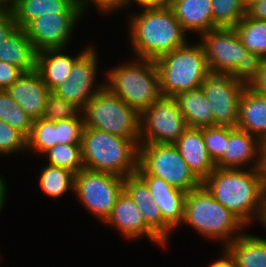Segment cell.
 <instances>
[{"label":"cell","mask_w":266,"mask_h":267,"mask_svg":"<svg viewBox=\"0 0 266 267\" xmlns=\"http://www.w3.org/2000/svg\"><path fill=\"white\" fill-rule=\"evenodd\" d=\"M183 224L192 227L204 238L217 242L219 240L221 247L239 237L246 227L231 211L215 200L203 184L187 193Z\"/></svg>","instance_id":"5"},{"label":"cell","mask_w":266,"mask_h":267,"mask_svg":"<svg viewBox=\"0 0 266 267\" xmlns=\"http://www.w3.org/2000/svg\"><path fill=\"white\" fill-rule=\"evenodd\" d=\"M58 144L81 145L84 118L74 117L56 121Z\"/></svg>","instance_id":"37"},{"label":"cell","mask_w":266,"mask_h":267,"mask_svg":"<svg viewBox=\"0 0 266 267\" xmlns=\"http://www.w3.org/2000/svg\"><path fill=\"white\" fill-rule=\"evenodd\" d=\"M190 171L202 183L215 169L203 139V128L188 127L174 143Z\"/></svg>","instance_id":"20"},{"label":"cell","mask_w":266,"mask_h":267,"mask_svg":"<svg viewBox=\"0 0 266 267\" xmlns=\"http://www.w3.org/2000/svg\"><path fill=\"white\" fill-rule=\"evenodd\" d=\"M260 171L266 189V141L262 142Z\"/></svg>","instance_id":"46"},{"label":"cell","mask_w":266,"mask_h":267,"mask_svg":"<svg viewBox=\"0 0 266 267\" xmlns=\"http://www.w3.org/2000/svg\"><path fill=\"white\" fill-rule=\"evenodd\" d=\"M7 181H5V178L0 175V214L4 209V206L6 204L7 200Z\"/></svg>","instance_id":"45"},{"label":"cell","mask_w":266,"mask_h":267,"mask_svg":"<svg viewBox=\"0 0 266 267\" xmlns=\"http://www.w3.org/2000/svg\"><path fill=\"white\" fill-rule=\"evenodd\" d=\"M103 223L110 228L114 227L123 236L122 238L131 242L146 237L157 246L167 248V244L145 223L144 216L125 190L119 195L111 213Z\"/></svg>","instance_id":"15"},{"label":"cell","mask_w":266,"mask_h":267,"mask_svg":"<svg viewBox=\"0 0 266 267\" xmlns=\"http://www.w3.org/2000/svg\"><path fill=\"white\" fill-rule=\"evenodd\" d=\"M76 3L80 6L82 11L86 14V11H88L93 4L94 9H96L104 14L106 16L111 13H115L119 11V9L122 10L126 8V0H75Z\"/></svg>","instance_id":"38"},{"label":"cell","mask_w":266,"mask_h":267,"mask_svg":"<svg viewBox=\"0 0 266 267\" xmlns=\"http://www.w3.org/2000/svg\"><path fill=\"white\" fill-rule=\"evenodd\" d=\"M213 115V126L236 127L239 103L246 85L231 74L210 73L201 85Z\"/></svg>","instance_id":"12"},{"label":"cell","mask_w":266,"mask_h":267,"mask_svg":"<svg viewBox=\"0 0 266 267\" xmlns=\"http://www.w3.org/2000/svg\"><path fill=\"white\" fill-rule=\"evenodd\" d=\"M74 117H83L79 107L64 98H60L53 91L47 95L42 118L55 122Z\"/></svg>","instance_id":"34"},{"label":"cell","mask_w":266,"mask_h":267,"mask_svg":"<svg viewBox=\"0 0 266 267\" xmlns=\"http://www.w3.org/2000/svg\"><path fill=\"white\" fill-rule=\"evenodd\" d=\"M138 164L149 175L160 177L186 193L202 184L174 144L140 143Z\"/></svg>","instance_id":"10"},{"label":"cell","mask_w":266,"mask_h":267,"mask_svg":"<svg viewBox=\"0 0 266 267\" xmlns=\"http://www.w3.org/2000/svg\"><path fill=\"white\" fill-rule=\"evenodd\" d=\"M203 139L208 154L216 163L224 154L228 141V126L214 125L203 128Z\"/></svg>","instance_id":"36"},{"label":"cell","mask_w":266,"mask_h":267,"mask_svg":"<svg viewBox=\"0 0 266 267\" xmlns=\"http://www.w3.org/2000/svg\"><path fill=\"white\" fill-rule=\"evenodd\" d=\"M123 190L124 178L120 176L87 168L75 174L73 195L102 224Z\"/></svg>","instance_id":"9"},{"label":"cell","mask_w":266,"mask_h":267,"mask_svg":"<svg viewBox=\"0 0 266 267\" xmlns=\"http://www.w3.org/2000/svg\"><path fill=\"white\" fill-rule=\"evenodd\" d=\"M91 47L89 44L77 56L65 53L66 49H46L37 53L36 70L50 91L62 84L74 63Z\"/></svg>","instance_id":"21"},{"label":"cell","mask_w":266,"mask_h":267,"mask_svg":"<svg viewBox=\"0 0 266 267\" xmlns=\"http://www.w3.org/2000/svg\"><path fill=\"white\" fill-rule=\"evenodd\" d=\"M246 5H248L252 0H242Z\"/></svg>","instance_id":"49"},{"label":"cell","mask_w":266,"mask_h":267,"mask_svg":"<svg viewBox=\"0 0 266 267\" xmlns=\"http://www.w3.org/2000/svg\"><path fill=\"white\" fill-rule=\"evenodd\" d=\"M136 174L146 183L163 219L177 230L184 220L187 193L174 188L160 177L149 175L139 164Z\"/></svg>","instance_id":"17"},{"label":"cell","mask_w":266,"mask_h":267,"mask_svg":"<svg viewBox=\"0 0 266 267\" xmlns=\"http://www.w3.org/2000/svg\"><path fill=\"white\" fill-rule=\"evenodd\" d=\"M214 199L246 227L266 215V189L260 168H217L202 182ZM249 225V226H248Z\"/></svg>","instance_id":"1"},{"label":"cell","mask_w":266,"mask_h":267,"mask_svg":"<svg viewBox=\"0 0 266 267\" xmlns=\"http://www.w3.org/2000/svg\"><path fill=\"white\" fill-rule=\"evenodd\" d=\"M81 151L84 168L122 178L136 174L139 146L132 139L84 128Z\"/></svg>","instance_id":"4"},{"label":"cell","mask_w":266,"mask_h":267,"mask_svg":"<svg viewBox=\"0 0 266 267\" xmlns=\"http://www.w3.org/2000/svg\"><path fill=\"white\" fill-rule=\"evenodd\" d=\"M42 155L48 165L68 169L74 174L84 168L81 145L56 144Z\"/></svg>","instance_id":"31"},{"label":"cell","mask_w":266,"mask_h":267,"mask_svg":"<svg viewBox=\"0 0 266 267\" xmlns=\"http://www.w3.org/2000/svg\"><path fill=\"white\" fill-rule=\"evenodd\" d=\"M10 10L20 28L42 15L84 13L75 0H15Z\"/></svg>","instance_id":"24"},{"label":"cell","mask_w":266,"mask_h":267,"mask_svg":"<svg viewBox=\"0 0 266 267\" xmlns=\"http://www.w3.org/2000/svg\"><path fill=\"white\" fill-rule=\"evenodd\" d=\"M170 7L188 34L200 35L218 28L213 22L212 0H172Z\"/></svg>","instance_id":"22"},{"label":"cell","mask_w":266,"mask_h":267,"mask_svg":"<svg viewBox=\"0 0 266 267\" xmlns=\"http://www.w3.org/2000/svg\"><path fill=\"white\" fill-rule=\"evenodd\" d=\"M84 128L111 133L140 144V113L105 86L82 110Z\"/></svg>","instance_id":"8"},{"label":"cell","mask_w":266,"mask_h":267,"mask_svg":"<svg viewBox=\"0 0 266 267\" xmlns=\"http://www.w3.org/2000/svg\"><path fill=\"white\" fill-rule=\"evenodd\" d=\"M0 120L29 136L33 119L14 101L6 90H0Z\"/></svg>","instance_id":"32"},{"label":"cell","mask_w":266,"mask_h":267,"mask_svg":"<svg viewBox=\"0 0 266 267\" xmlns=\"http://www.w3.org/2000/svg\"><path fill=\"white\" fill-rule=\"evenodd\" d=\"M56 144H58L56 121H49L44 118L33 120L31 132L27 137V150L41 156Z\"/></svg>","instance_id":"30"},{"label":"cell","mask_w":266,"mask_h":267,"mask_svg":"<svg viewBox=\"0 0 266 267\" xmlns=\"http://www.w3.org/2000/svg\"><path fill=\"white\" fill-rule=\"evenodd\" d=\"M124 190L139 208L145 223L169 245V238L175 230L163 219L146 183L137 174L130 175L124 178Z\"/></svg>","instance_id":"19"},{"label":"cell","mask_w":266,"mask_h":267,"mask_svg":"<svg viewBox=\"0 0 266 267\" xmlns=\"http://www.w3.org/2000/svg\"><path fill=\"white\" fill-rule=\"evenodd\" d=\"M238 267H266V239L243 232L224 247Z\"/></svg>","instance_id":"27"},{"label":"cell","mask_w":266,"mask_h":267,"mask_svg":"<svg viewBox=\"0 0 266 267\" xmlns=\"http://www.w3.org/2000/svg\"><path fill=\"white\" fill-rule=\"evenodd\" d=\"M249 87L252 88L256 93L266 96V60L261 66L258 77L251 83Z\"/></svg>","instance_id":"42"},{"label":"cell","mask_w":266,"mask_h":267,"mask_svg":"<svg viewBox=\"0 0 266 267\" xmlns=\"http://www.w3.org/2000/svg\"><path fill=\"white\" fill-rule=\"evenodd\" d=\"M37 51L24 28L17 27L0 47V61L11 63L23 72L36 69Z\"/></svg>","instance_id":"25"},{"label":"cell","mask_w":266,"mask_h":267,"mask_svg":"<svg viewBox=\"0 0 266 267\" xmlns=\"http://www.w3.org/2000/svg\"><path fill=\"white\" fill-rule=\"evenodd\" d=\"M133 4L140 7H167L171 6L172 0H126V9Z\"/></svg>","instance_id":"43"},{"label":"cell","mask_w":266,"mask_h":267,"mask_svg":"<svg viewBox=\"0 0 266 267\" xmlns=\"http://www.w3.org/2000/svg\"><path fill=\"white\" fill-rule=\"evenodd\" d=\"M27 151V137L18 129L0 120V155H19Z\"/></svg>","instance_id":"35"},{"label":"cell","mask_w":266,"mask_h":267,"mask_svg":"<svg viewBox=\"0 0 266 267\" xmlns=\"http://www.w3.org/2000/svg\"><path fill=\"white\" fill-rule=\"evenodd\" d=\"M15 0H0V2L8 9L10 10L14 4Z\"/></svg>","instance_id":"47"},{"label":"cell","mask_w":266,"mask_h":267,"mask_svg":"<svg viewBox=\"0 0 266 267\" xmlns=\"http://www.w3.org/2000/svg\"><path fill=\"white\" fill-rule=\"evenodd\" d=\"M141 11L130 12L127 16V39L130 40L133 57L156 60L189 42L188 33L170 6L141 7Z\"/></svg>","instance_id":"2"},{"label":"cell","mask_w":266,"mask_h":267,"mask_svg":"<svg viewBox=\"0 0 266 267\" xmlns=\"http://www.w3.org/2000/svg\"><path fill=\"white\" fill-rule=\"evenodd\" d=\"M8 9L0 2V16L4 14Z\"/></svg>","instance_id":"48"},{"label":"cell","mask_w":266,"mask_h":267,"mask_svg":"<svg viewBox=\"0 0 266 267\" xmlns=\"http://www.w3.org/2000/svg\"><path fill=\"white\" fill-rule=\"evenodd\" d=\"M221 258L214 260L208 267H238L231 254L223 247Z\"/></svg>","instance_id":"44"},{"label":"cell","mask_w":266,"mask_h":267,"mask_svg":"<svg viewBox=\"0 0 266 267\" xmlns=\"http://www.w3.org/2000/svg\"><path fill=\"white\" fill-rule=\"evenodd\" d=\"M15 22V17L11 10H7L4 14L0 16V47L2 41L5 39L17 28Z\"/></svg>","instance_id":"40"},{"label":"cell","mask_w":266,"mask_h":267,"mask_svg":"<svg viewBox=\"0 0 266 267\" xmlns=\"http://www.w3.org/2000/svg\"><path fill=\"white\" fill-rule=\"evenodd\" d=\"M191 43L154 60L162 96L174 97L179 92L199 88L210 74L203 47L199 42Z\"/></svg>","instance_id":"7"},{"label":"cell","mask_w":266,"mask_h":267,"mask_svg":"<svg viewBox=\"0 0 266 267\" xmlns=\"http://www.w3.org/2000/svg\"><path fill=\"white\" fill-rule=\"evenodd\" d=\"M84 14L54 13L42 15L31 20L24 29L37 52L46 49H67L77 23L85 16Z\"/></svg>","instance_id":"14"},{"label":"cell","mask_w":266,"mask_h":267,"mask_svg":"<svg viewBox=\"0 0 266 267\" xmlns=\"http://www.w3.org/2000/svg\"><path fill=\"white\" fill-rule=\"evenodd\" d=\"M242 0H212L213 22L217 27L234 28L246 15Z\"/></svg>","instance_id":"33"},{"label":"cell","mask_w":266,"mask_h":267,"mask_svg":"<svg viewBox=\"0 0 266 267\" xmlns=\"http://www.w3.org/2000/svg\"><path fill=\"white\" fill-rule=\"evenodd\" d=\"M22 74L23 71L11 63L0 61V90L12 86Z\"/></svg>","instance_id":"39"},{"label":"cell","mask_w":266,"mask_h":267,"mask_svg":"<svg viewBox=\"0 0 266 267\" xmlns=\"http://www.w3.org/2000/svg\"><path fill=\"white\" fill-rule=\"evenodd\" d=\"M198 37L210 73L231 74L235 80L246 86H250L258 77L265 60L243 46L235 28L218 27Z\"/></svg>","instance_id":"3"},{"label":"cell","mask_w":266,"mask_h":267,"mask_svg":"<svg viewBox=\"0 0 266 267\" xmlns=\"http://www.w3.org/2000/svg\"><path fill=\"white\" fill-rule=\"evenodd\" d=\"M236 128L266 141V97L246 86L243 90Z\"/></svg>","instance_id":"23"},{"label":"cell","mask_w":266,"mask_h":267,"mask_svg":"<svg viewBox=\"0 0 266 267\" xmlns=\"http://www.w3.org/2000/svg\"><path fill=\"white\" fill-rule=\"evenodd\" d=\"M104 75V86L140 114L162 96L154 60L132 57Z\"/></svg>","instance_id":"6"},{"label":"cell","mask_w":266,"mask_h":267,"mask_svg":"<svg viewBox=\"0 0 266 267\" xmlns=\"http://www.w3.org/2000/svg\"><path fill=\"white\" fill-rule=\"evenodd\" d=\"M6 91L33 120L42 118L47 95L51 92L36 69L23 72Z\"/></svg>","instance_id":"18"},{"label":"cell","mask_w":266,"mask_h":267,"mask_svg":"<svg viewBox=\"0 0 266 267\" xmlns=\"http://www.w3.org/2000/svg\"><path fill=\"white\" fill-rule=\"evenodd\" d=\"M262 142L247 131L228 126V141L217 168L254 169L261 166Z\"/></svg>","instance_id":"16"},{"label":"cell","mask_w":266,"mask_h":267,"mask_svg":"<svg viewBox=\"0 0 266 267\" xmlns=\"http://www.w3.org/2000/svg\"><path fill=\"white\" fill-rule=\"evenodd\" d=\"M98 61L97 50L91 46L74 63L66 80L53 92L83 110L87 102L104 87V81H96L99 75Z\"/></svg>","instance_id":"13"},{"label":"cell","mask_w":266,"mask_h":267,"mask_svg":"<svg viewBox=\"0 0 266 267\" xmlns=\"http://www.w3.org/2000/svg\"><path fill=\"white\" fill-rule=\"evenodd\" d=\"M243 46L254 54H259L266 60V21L257 20L245 15L234 27Z\"/></svg>","instance_id":"29"},{"label":"cell","mask_w":266,"mask_h":267,"mask_svg":"<svg viewBox=\"0 0 266 267\" xmlns=\"http://www.w3.org/2000/svg\"><path fill=\"white\" fill-rule=\"evenodd\" d=\"M246 15L266 21V0H252L246 7Z\"/></svg>","instance_id":"41"},{"label":"cell","mask_w":266,"mask_h":267,"mask_svg":"<svg viewBox=\"0 0 266 267\" xmlns=\"http://www.w3.org/2000/svg\"><path fill=\"white\" fill-rule=\"evenodd\" d=\"M39 187L51 199H60L67 192H74L75 174L68 169L44 164L39 172Z\"/></svg>","instance_id":"28"},{"label":"cell","mask_w":266,"mask_h":267,"mask_svg":"<svg viewBox=\"0 0 266 267\" xmlns=\"http://www.w3.org/2000/svg\"><path fill=\"white\" fill-rule=\"evenodd\" d=\"M187 128L174 97L161 96L140 114V143L174 144Z\"/></svg>","instance_id":"11"},{"label":"cell","mask_w":266,"mask_h":267,"mask_svg":"<svg viewBox=\"0 0 266 267\" xmlns=\"http://www.w3.org/2000/svg\"><path fill=\"white\" fill-rule=\"evenodd\" d=\"M179 110L191 128L213 126V115L201 87L177 93L174 96Z\"/></svg>","instance_id":"26"}]
</instances>
